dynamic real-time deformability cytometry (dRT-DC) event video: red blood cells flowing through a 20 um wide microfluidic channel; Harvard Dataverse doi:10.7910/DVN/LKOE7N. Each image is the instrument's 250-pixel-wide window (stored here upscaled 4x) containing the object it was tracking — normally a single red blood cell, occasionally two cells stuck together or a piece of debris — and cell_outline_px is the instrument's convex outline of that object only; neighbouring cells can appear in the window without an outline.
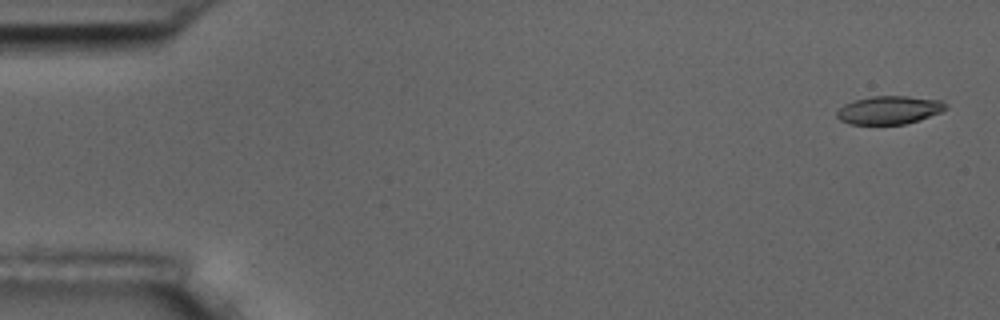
{"species": "common noctule bat (a hibernating species)", "species_latin": "Nyctalus noctula", "temperature_condition": "room temperature", "stored_images_in_passage": 4, "camera_frame_rate_fps": 3000, "um_per_image_px": 0.085, "animal": {"sex": "male", "body_mass_g": 17.5, "forearm_length_mm": 52.3}, "frame": {"image": 1, "passage_image": 1, "time_ms": 0.0, "image_size_px": [1000, 320], "cell_outline_px": [[948, 108], [940, 112], [920, 120], [904, 124], [848, 124], [840, 120], [836, 116], [836, 112], [844, 104], [856, 100], [872, 96], [908, 96], [940, 100], [948, 104]], "centroid_in_image_um": [75.59, 9.35], "position_along_channel_um": 9.4, "area_um2": 17.92}}